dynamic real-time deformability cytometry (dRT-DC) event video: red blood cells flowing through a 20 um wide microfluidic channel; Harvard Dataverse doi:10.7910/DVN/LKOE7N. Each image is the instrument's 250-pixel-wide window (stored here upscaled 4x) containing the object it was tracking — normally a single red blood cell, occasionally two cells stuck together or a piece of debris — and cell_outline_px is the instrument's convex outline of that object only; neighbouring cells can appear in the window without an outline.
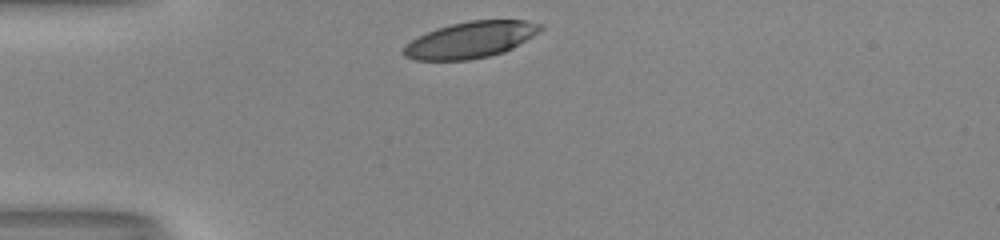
{"species": "human", "species_latin": "Homo sapiens", "temperature_condition": "room temperature", "stored_images_in_passage": 29, "camera_frame_rate_fps": 3000, "um_per_image_px": 0.085, "donor": {"sex": "male"}, "frame": {"image": 1, "passage_image": 1, "time_ms": 0.0, "image_size_px": [1000, 240], "cell_outline_px": [[544, 28], [532, 36], [512, 48], [504, 52], [488, 56], [468, 60], [416, 60], [404, 56], [404, 48], [412, 40], [436, 28], [452, 24], [472, 20], [524, 20], [544, 24]], "centroid_in_image_um": [40.04, 3.38], "position_along_channel_um": 45.0, "area_um2": 28.61}}
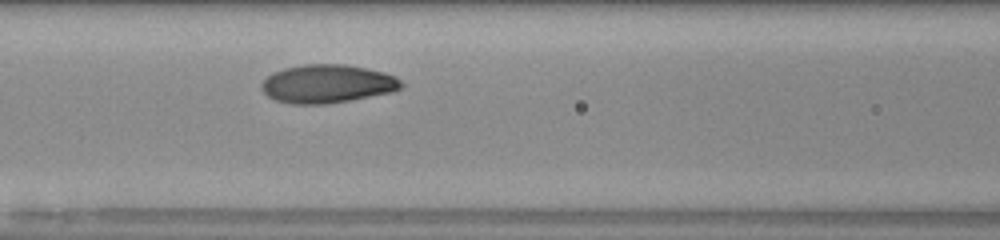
{"frame": {"image": 2, "passage_image": 10, "time_ms": 3.0, "image_size_px": [1000, 240], "cell_outline_px": [[404, 88], [392, 92], [348, 100], [324, 104], [292, 104], [276, 100], [268, 96], [264, 92], [260, 84], [272, 72], [284, 68], [304, 64], [344, 64], [368, 68], [384, 72], [396, 76], [404, 84]], "centroid_in_image_um": [27.85, 7.11], "position_along_channel_um": 138.8, "area_um2": 31.33}}
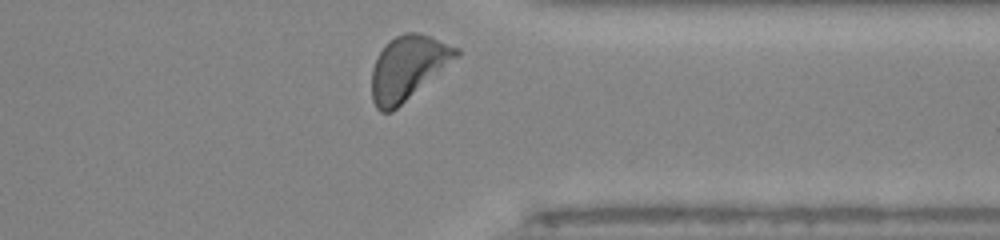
{"frame": {"image": 3, "passage_image": 28, "time_ms": 9.0, "image_size_px": [1000, 240], "cell_outline_px": [[460, 56], [392, 112], [380, 112], [376, 108], [372, 100], [372, 68], [376, 56], [388, 40], [404, 32], [420, 32], [432, 36], [460, 48]], "centroid_in_image_um": [34.68, 5.73], "position_along_channel_um": 376.7, "area_um2": 31.91}, "authors_computed_cell_mechanics": {"area_um2": 30.5184, "velocity_mm_per_s": 4.0245, "shape_relaxation_time_tau1_ms": 3.3143, "shape_relaxation_time_tau2_ms": null, "deformation_change_tau1": 0.1807, "deformation_change_tau2": null}}